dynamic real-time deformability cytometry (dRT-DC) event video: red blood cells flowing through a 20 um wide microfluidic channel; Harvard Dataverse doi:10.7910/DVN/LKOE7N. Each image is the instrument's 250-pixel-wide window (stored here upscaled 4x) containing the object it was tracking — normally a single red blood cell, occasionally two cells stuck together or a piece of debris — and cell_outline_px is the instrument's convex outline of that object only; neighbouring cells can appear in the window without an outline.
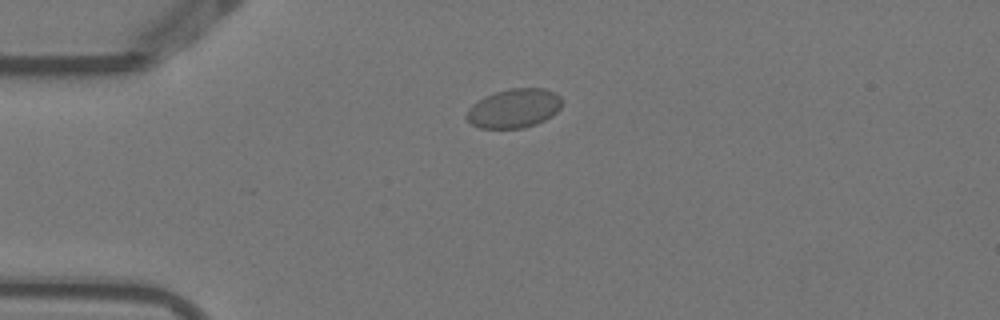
{"species": "Egyptian fruit bat (a non-hibernating species)", "species_latin": "Rousettus aegyptiacus", "temperature_condition": "warm", "stored_images_in_passage": 3, "camera_frame_rate_fps": 3000, "um_per_image_px": 0.085, "animal": {"sex": "female"}, "frame": {"image": 1, "passage_image": 3, "time_ms": 0.667, "image_size_px": [1000, 320], "cell_outline_px": [[564, 100], [560, 108], [552, 116], [536, 124], [524, 128], [480, 128], [472, 124], [464, 116], [468, 108], [472, 104], [484, 96], [508, 88], [544, 88], [556, 92]], "centroid_in_image_um": [43.7, 9.2], "position_along_channel_um": 41.3, "area_um2": 22.02}}